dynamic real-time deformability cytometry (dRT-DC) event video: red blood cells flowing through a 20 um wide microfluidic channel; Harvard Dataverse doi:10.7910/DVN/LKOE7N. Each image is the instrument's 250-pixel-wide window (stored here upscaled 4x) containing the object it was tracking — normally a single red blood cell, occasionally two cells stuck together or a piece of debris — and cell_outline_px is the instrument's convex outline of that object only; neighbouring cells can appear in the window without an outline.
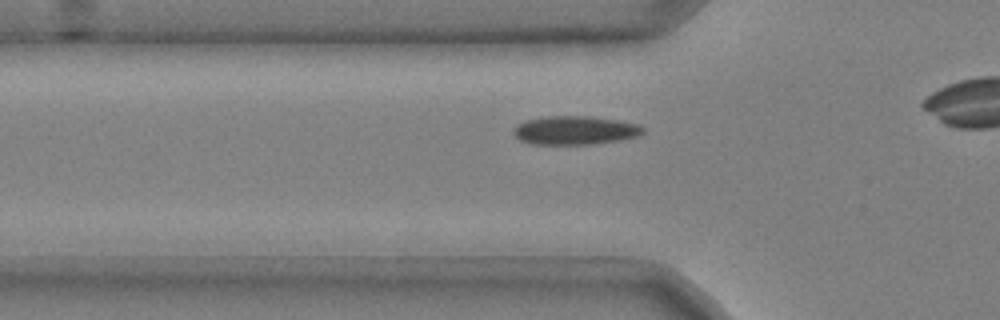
{"species": "common noctule bat (a hibernating species)", "species_latin": "Nyctalus noctula", "temperature_condition": "cold", "stored_images_in_passage": 35, "camera_frame_rate_fps": 3000, "um_per_image_px": 0.085, "animal": {"sex": "male", "body_mass_g": 20.4}, "frame": {"image": 1, "passage_image": 9, "time_ms": 2.667, "image_size_px": [1000, 320], "cell_outline_px": [[644, 132], [636, 136], [620, 140], [592, 144], [532, 144], [520, 140], [512, 132], [512, 128], [516, 124], [528, 120], [548, 116], [588, 116], [616, 120], [640, 124], [644, 128]], "centroid_in_image_um": [48.86, 11.08], "position_along_channel_um": 76.9, "area_um2": 21.56}}
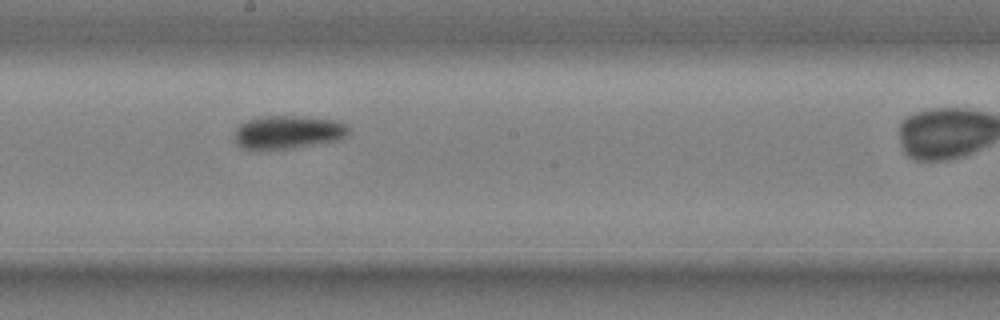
{"frame": {"image": 2, "passage_image": 21, "time_ms": 6.667, "image_size_px": [1000, 320], "cell_outline_px": [[348, 136], [340, 140], [292, 148], [244, 148], [236, 144], [236, 128], [240, 124], [248, 120], [260, 116], [304, 116], [340, 120], [348, 124]], "centroid_in_image_um": [24.57, 11.2], "position_along_channel_um": 223.6, "area_um2": 22.14}}
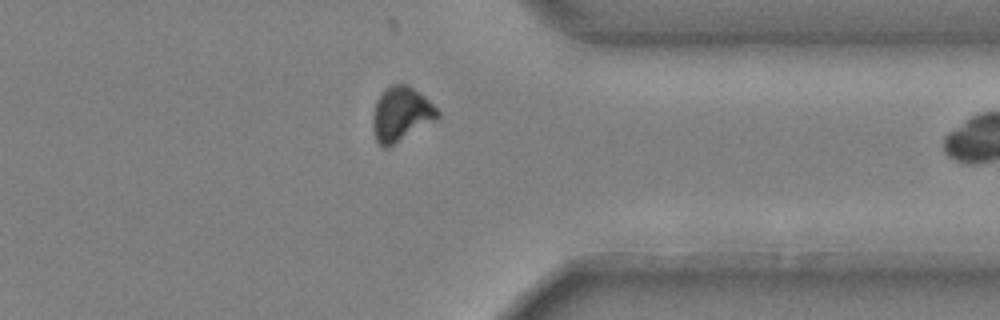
{"frame": {"image": 3, "passage_image": 34, "time_ms": 11.0, "image_size_px": [1000, 320], "cell_outline_px": [[440, 116], [436, 120], [388, 148], [384, 148], [376, 140], [372, 128], [372, 120], [376, 100], [392, 84], [408, 84], [420, 92], [440, 112]], "centroid_in_image_um": [34.09, 9.71], "position_along_channel_um": 377.3, "area_um2": 20.46}}